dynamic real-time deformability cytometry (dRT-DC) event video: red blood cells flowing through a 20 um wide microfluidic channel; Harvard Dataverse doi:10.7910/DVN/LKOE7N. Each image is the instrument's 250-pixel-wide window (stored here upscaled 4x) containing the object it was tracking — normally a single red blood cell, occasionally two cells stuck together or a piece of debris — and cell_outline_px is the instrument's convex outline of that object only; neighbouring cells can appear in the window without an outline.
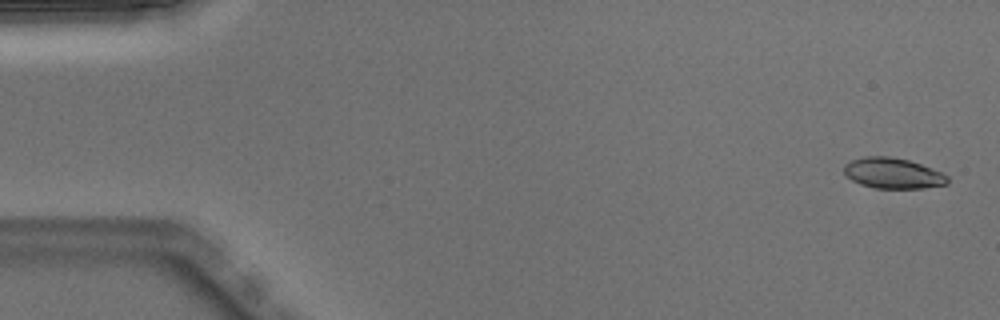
{"species": "Egyptian fruit bat (a non-hibernating species)", "species_latin": "Rousettus aegyptiacus", "temperature_condition": "warm", "stored_images_in_passage": 50, "camera_frame_rate_fps": 3000, "um_per_image_px": 0.085, "animal": {"sex": "male"}, "frame": {"image": 1, "passage_image": 2, "time_ms": 0.333, "image_size_px": [1000, 320], "cell_outline_px": [[948, 184], [924, 188], [876, 188], [860, 184], [852, 180], [844, 172], [844, 164], [852, 160], [864, 156], [892, 156], [908, 160], [932, 168], [948, 176]], "centroid_in_image_um": [75.9, 14.72], "position_along_channel_um": 9.1, "area_um2": 18.44}}
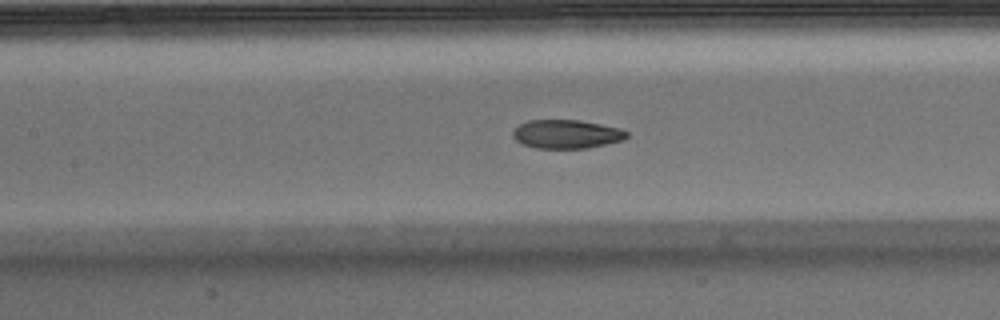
{"frame": {"image": 2, "passage_image": 23, "time_ms": 7.333, "image_size_px": [1000, 320], "cell_outline_px": [[628, 136], [624, 140], [588, 148], [536, 148], [520, 144], [512, 136], [512, 132], [520, 124], [528, 120], [580, 120], [620, 128], [628, 132]], "centroid_in_image_um": [48.15, 11.4], "position_along_channel_um": 159.2, "area_um2": 19.13}}
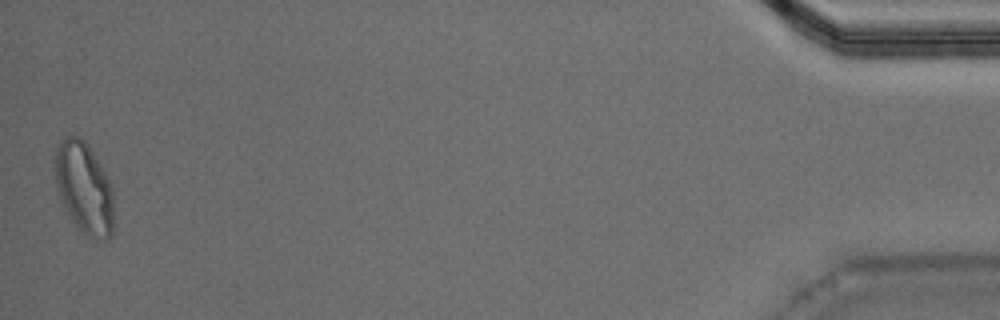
{"frame": {"image": 3, "passage_image": 50, "time_ms": 16.333, "image_size_px": [1000, 320], "cell_outline_px": [[112, 236], [108, 240], [104, 240], [88, 236], [72, 220], [60, 200], [56, 184], [52, 156], [60, 140], [68, 136], [76, 136], [84, 140], [88, 144], [100, 164], [112, 188]], "centroid_in_image_um": [7.1, 15.93], "position_along_channel_um": 428.1, "area_um2": 31.27}, "authors_computed_cell_mechanics": {"area_um2": 19.652, "velocity_mm_per_s": 4.0201, "shape_relaxation_time_tau1_ms": 5.6849, "shape_relaxation_time_tau2_ms": 1.6659, "deformation_change_tau1": 0.1728, "deformation_change_tau2": 0.0722}}